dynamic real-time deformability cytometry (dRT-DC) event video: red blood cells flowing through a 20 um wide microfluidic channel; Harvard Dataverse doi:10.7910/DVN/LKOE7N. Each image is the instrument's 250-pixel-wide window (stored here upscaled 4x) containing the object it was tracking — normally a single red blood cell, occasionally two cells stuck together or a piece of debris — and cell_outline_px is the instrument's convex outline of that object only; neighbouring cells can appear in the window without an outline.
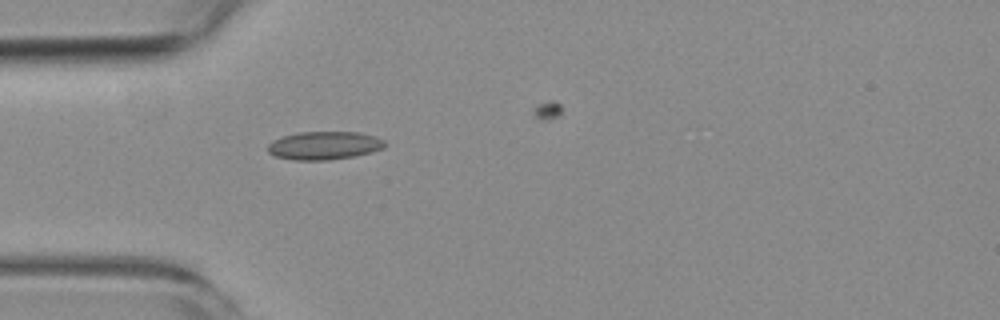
{"species": "common noctule bat (a hibernating species)", "species_latin": "Nyctalus noctula", "temperature_condition": "room temperature", "stored_images_in_passage": 4, "camera_frame_rate_fps": 3000, "um_per_image_px": 0.085, "animal": {"sex": "female", "body_mass_g": 19.3, "forearm_length_mm": 54.1}, "frame": {"image": 1, "passage_image": 4, "time_ms": 3.333, "image_size_px": [1000, 320], "cell_outline_px": [[388, 144], [384, 148], [372, 152], [356, 156], [328, 160], [292, 160], [276, 156], [268, 152], [268, 144], [272, 140], [284, 136], [300, 132], [360, 132], [376, 136], [384, 140]], "centroid_in_image_um": [27.61, 12.37], "position_along_channel_um": 57.4, "area_um2": 19.42}}